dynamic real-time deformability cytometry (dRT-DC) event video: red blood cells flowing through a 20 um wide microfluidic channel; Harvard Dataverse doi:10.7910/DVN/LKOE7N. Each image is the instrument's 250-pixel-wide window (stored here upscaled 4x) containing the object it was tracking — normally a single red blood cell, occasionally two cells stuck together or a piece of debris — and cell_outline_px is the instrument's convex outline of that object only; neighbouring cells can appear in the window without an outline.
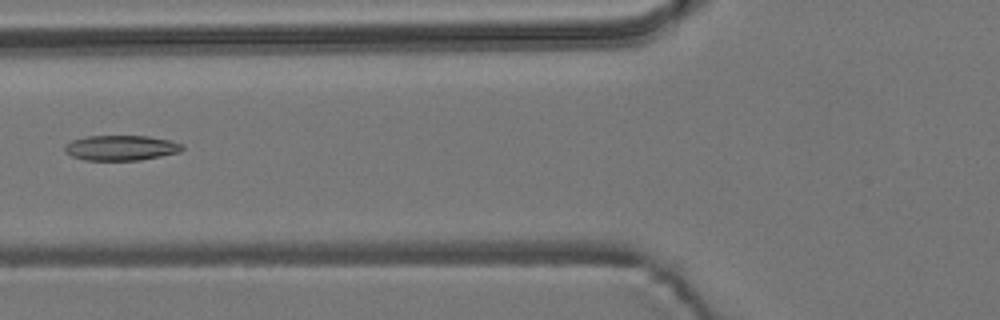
{"species": "common noctule bat (a hibernating species)", "species_latin": "Nyctalus noctula", "temperature_condition": "room temperature", "stored_images_in_passage": 8, "camera_frame_rate_fps": 3000, "um_per_image_px": 0.085, "animal": {"sex": "male", "body_mass_g": 19.2, "forearm_length_mm": 51.8}, "frame": {"image": 1, "passage_image": 5, "time_ms": 4.667, "image_size_px": [1000, 320], "cell_outline_px": [[184, 148], [180, 152], [140, 160], [84, 160], [72, 156], [64, 152], [64, 144], [72, 140], [88, 136], [148, 136], [168, 140], [184, 144]], "centroid_in_image_um": [10.27, 12.57], "position_along_channel_um": 115.5, "area_um2": 17.28}}
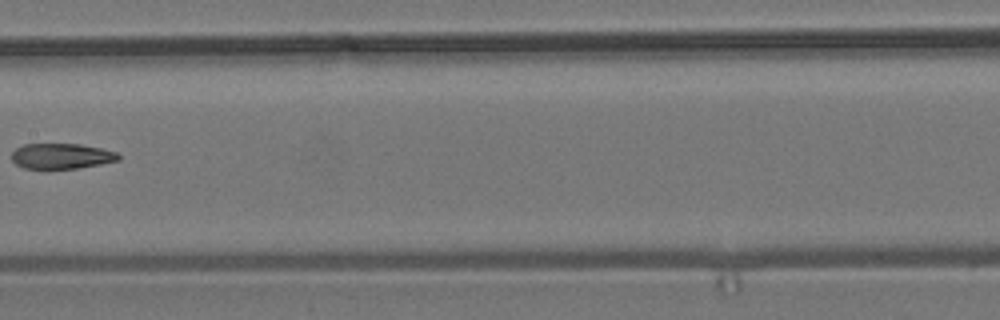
{"frame": {"image": 2, "passage_image": 7, "time_ms": 7.0, "image_size_px": [1000, 320], "cell_outline_px": [[120, 160], [80, 168], [24, 168], [16, 164], [12, 160], [12, 152], [16, 148], [24, 144], [80, 144], [100, 148], [116, 152], [120, 156]], "centroid_in_image_um": [5.23, 13.26], "position_along_channel_um": 202.2, "area_um2": 15.72}}
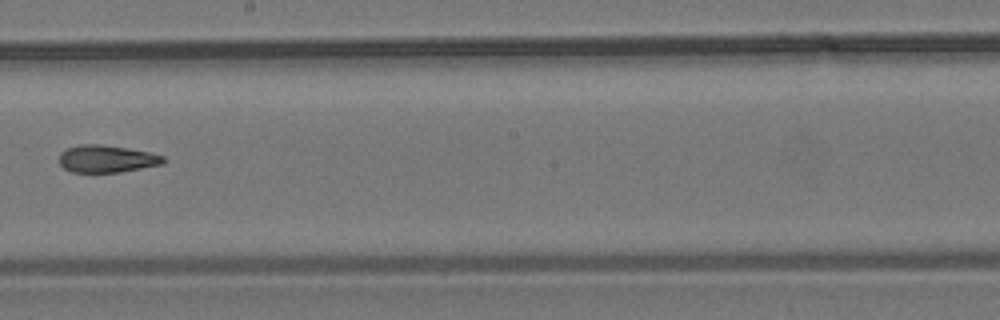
{"frame": {"image": 3, "passage_image": 8, "time_ms": 8.0, "image_size_px": [1000, 320], "cell_outline_px": [[168, 160], [164, 164], [120, 172], [72, 172], [64, 168], [60, 164], [60, 152], [68, 148], [80, 144], [100, 144], [128, 148], [148, 152], [164, 156]], "centroid_in_image_um": [9.1, 13.5], "position_along_channel_um": 239.1, "area_um2": 16.65}}